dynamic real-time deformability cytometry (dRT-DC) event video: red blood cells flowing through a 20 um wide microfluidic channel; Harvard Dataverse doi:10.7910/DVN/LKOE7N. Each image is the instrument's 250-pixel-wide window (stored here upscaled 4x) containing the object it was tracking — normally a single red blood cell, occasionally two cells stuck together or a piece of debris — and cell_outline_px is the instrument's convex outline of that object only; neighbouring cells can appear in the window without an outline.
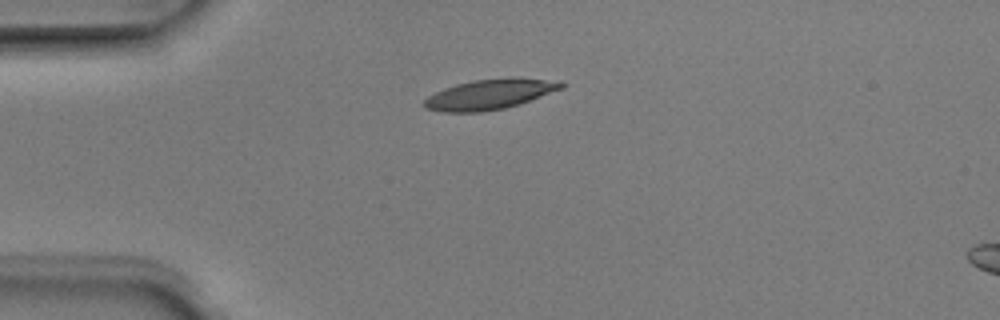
{"species": "Egyptian fruit bat (a non-hibernating species)", "species_latin": "Rousettus aegyptiacus", "temperature_condition": "room temperature", "stored_images_in_passage": 2, "camera_frame_rate_fps": 3000, "um_per_image_px": 0.085, "animal": {"sex": "male"}, "frame": {"image": 1, "passage_image": 2, "time_ms": 0.333, "image_size_px": [1000, 320], "cell_outline_px": [[568, 84], [564, 88], [520, 104], [504, 108], [480, 112], [444, 112], [424, 108], [424, 100], [428, 96], [444, 88], [456, 84], [472, 80], [508, 76], [512, 76], [560, 80]], "centroid_in_image_um": [41.72, 7.98], "position_along_channel_um": 43.3, "area_um2": 24.68}}